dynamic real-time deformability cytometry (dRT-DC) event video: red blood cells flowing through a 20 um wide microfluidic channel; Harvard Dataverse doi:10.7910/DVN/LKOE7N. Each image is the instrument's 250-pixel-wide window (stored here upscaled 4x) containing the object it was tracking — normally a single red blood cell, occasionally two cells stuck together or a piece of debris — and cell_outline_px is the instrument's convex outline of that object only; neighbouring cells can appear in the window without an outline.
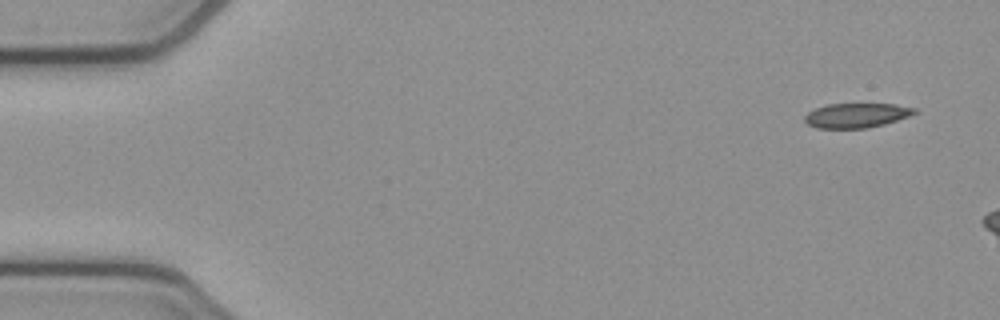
{"species": "common noctule bat (a hibernating species)", "species_latin": "Nyctalus noctula", "temperature_condition": "cold", "stored_images_in_passage": 4, "camera_frame_rate_fps": 3000, "um_per_image_px": 0.085, "animal": {"sex": "female", "body_mass_g": 21.9}, "frame": {"image": 1, "passage_image": 1, "time_ms": 0.0, "image_size_px": [1000, 320], "cell_outline_px": [[920, 112], [884, 124], [868, 128], [816, 128], [808, 124], [804, 120], [804, 116], [808, 112], [816, 108], [828, 104], [896, 104], [916, 108]], "centroid_in_image_um": [72.82, 9.8], "position_along_channel_um": 12.2, "area_um2": 15.72}}